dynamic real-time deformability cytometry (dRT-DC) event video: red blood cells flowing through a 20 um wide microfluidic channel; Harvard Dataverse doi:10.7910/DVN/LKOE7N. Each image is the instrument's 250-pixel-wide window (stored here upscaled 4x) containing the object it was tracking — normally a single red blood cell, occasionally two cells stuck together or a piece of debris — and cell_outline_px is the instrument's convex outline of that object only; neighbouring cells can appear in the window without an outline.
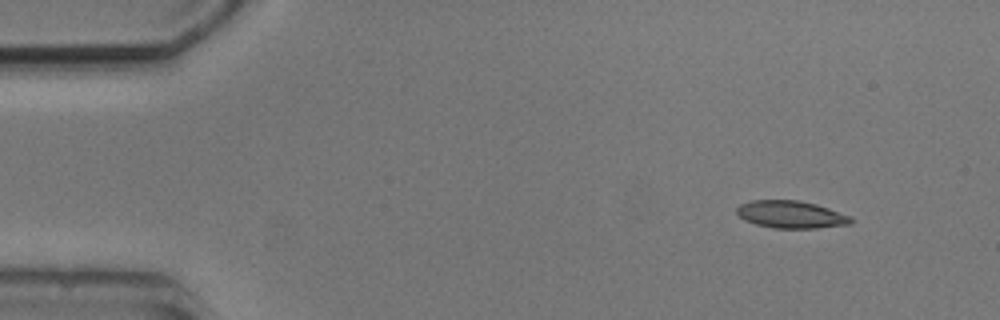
{"species": "common noctule bat (a hibernating species)", "species_latin": "Nyctalus noctula", "temperature_condition": "cold", "stored_images_in_passage": 4, "camera_frame_rate_fps": 3000, "um_per_image_px": 0.085, "animal": {"sex": "male", "body_mass_g": 20.5, "forearm_length_mm": 52.5}, "frame": {"image": 1, "passage_image": 1, "time_ms": 0.0, "image_size_px": [1000, 320], "cell_outline_px": [[856, 220], [852, 224], [816, 228], [772, 228], [756, 224], [744, 220], [736, 212], [736, 208], [740, 204], [752, 200], [800, 200], [816, 204], [852, 216]], "centroid_in_image_um": [67.27, 18.23], "position_along_channel_um": 17.7, "area_um2": 18.44}}